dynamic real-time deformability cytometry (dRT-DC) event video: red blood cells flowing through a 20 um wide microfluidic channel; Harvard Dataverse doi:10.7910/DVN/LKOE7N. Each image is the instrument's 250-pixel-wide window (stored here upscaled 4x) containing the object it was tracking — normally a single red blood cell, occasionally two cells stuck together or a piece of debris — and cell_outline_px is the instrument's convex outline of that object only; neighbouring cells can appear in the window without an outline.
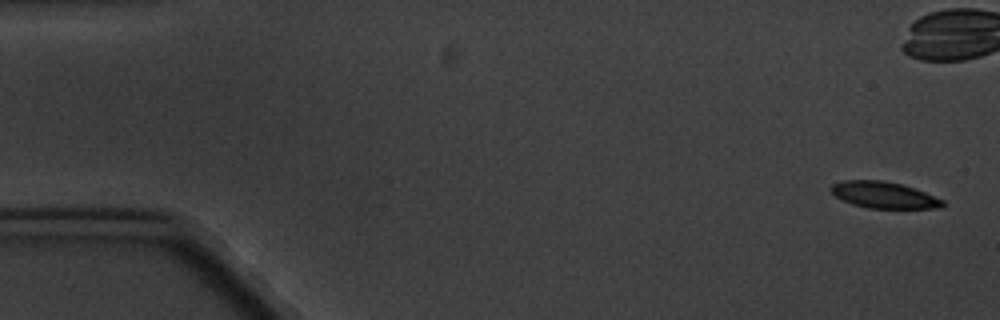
{"species": "common noctule bat (a hibernating species)", "species_latin": "Nyctalus noctula", "temperature_condition": "cold", "stored_images_in_passage": 6, "camera_frame_rate_fps": 3000, "um_per_image_px": 0.085, "animal": {"sex": "male", "body_mass_g": 20.1, "forearm_length_mm": 53.5}, "frame": {"image": 1, "passage_image": 1, "time_ms": 0.0, "image_size_px": [1000, 320], "cell_outline_px": [[944, 208], [868, 208], [852, 204], [836, 196], [828, 188], [832, 184], [844, 180], [884, 180], [900, 184], [924, 192], [944, 200]], "centroid_in_image_um": [75.12, 16.57], "position_along_channel_um": 9.9, "area_um2": 17.11}}